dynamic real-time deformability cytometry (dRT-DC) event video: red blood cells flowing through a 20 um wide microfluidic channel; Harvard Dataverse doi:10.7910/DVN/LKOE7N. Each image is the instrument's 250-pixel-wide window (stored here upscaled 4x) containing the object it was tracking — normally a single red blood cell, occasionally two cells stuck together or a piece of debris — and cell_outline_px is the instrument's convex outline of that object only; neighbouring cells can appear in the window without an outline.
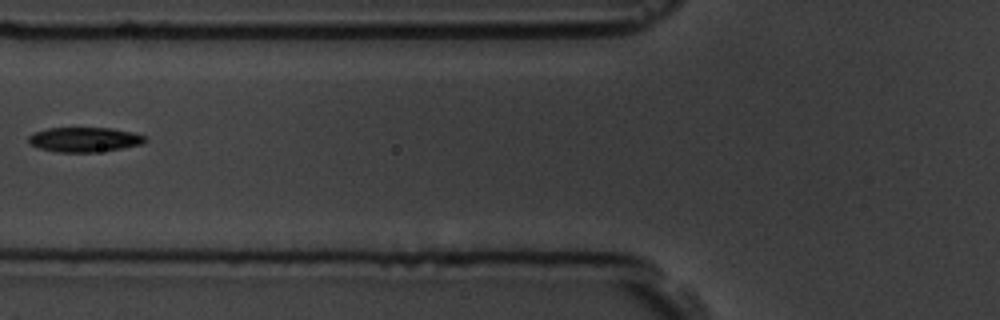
{"species": "common noctule bat (a hibernating species)", "species_latin": "Nyctalus noctula", "temperature_condition": "room temperature", "stored_images_in_passage": 6, "camera_frame_rate_fps": 3000, "um_per_image_px": 0.085, "animal": {"sex": "male", "body_mass_g": 19.5, "forearm_length_mm": 54.6}, "frame": {"image": 1, "passage_image": 3, "time_ms": 2.333, "image_size_px": [1000, 320], "cell_outline_px": [[148, 140], [140, 144], [120, 148], [92, 152], [56, 152], [40, 148], [32, 144], [28, 140], [28, 136], [32, 132], [48, 128], [112, 128], [132, 132], [144, 136]], "centroid_in_image_um": [7.14, 11.85], "position_along_channel_um": 118.7, "area_um2": 16.59}}
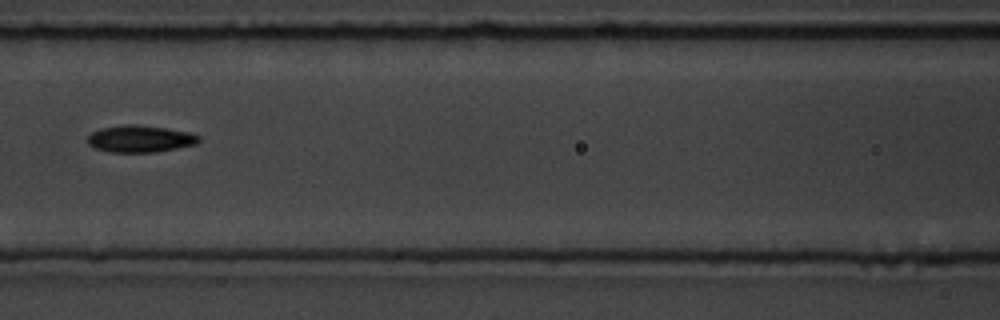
{"frame": {"image": 2, "passage_image": 4, "time_ms": 3.333, "image_size_px": [1000, 320], "cell_outline_px": [[200, 140], [196, 144], [156, 152], [108, 152], [96, 148], [88, 144], [88, 136], [92, 132], [104, 128], [124, 124], [136, 124], [168, 128], [188, 132], [200, 136]], "centroid_in_image_um": [11.92, 11.79], "position_along_channel_um": 154.7, "area_um2": 17.4}}
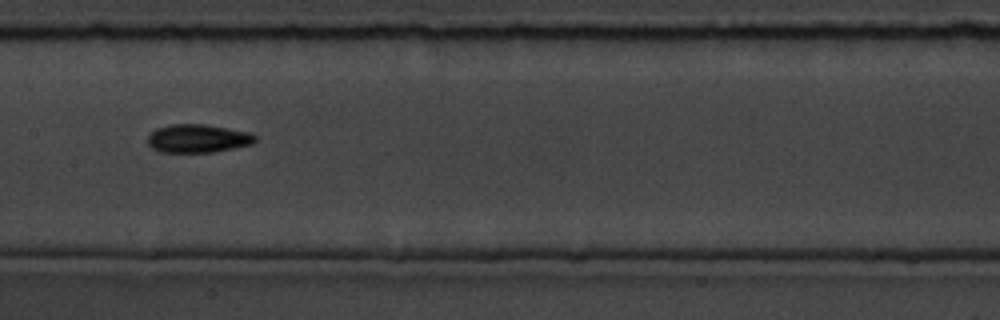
{"frame": {"image": 3, "passage_image": 5, "time_ms": 4.333, "image_size_px": [1000, 320], "cell_outline_px": [[256, 140], [252, 144], [212, 152], [160, 152], [152, 148], [148, 144], [148, 136], [156, 128], [172, 124], [204, 124], [228, 128], [248, 132], [256, 136]], "centroid_in_image_um": [16.8, 11.77], "position_along_channel_um": 190.6, "area_um2": 17.63}}